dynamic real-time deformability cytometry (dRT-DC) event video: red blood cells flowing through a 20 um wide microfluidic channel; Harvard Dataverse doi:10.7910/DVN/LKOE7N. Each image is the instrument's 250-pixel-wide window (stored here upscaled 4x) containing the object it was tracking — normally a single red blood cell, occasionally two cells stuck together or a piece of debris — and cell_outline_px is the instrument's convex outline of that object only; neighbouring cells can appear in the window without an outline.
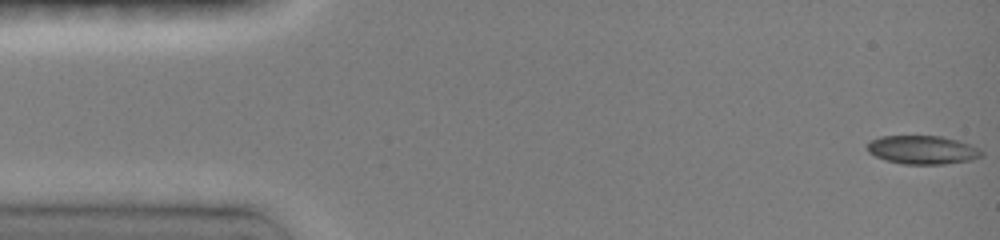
{"species": "common noctule bat (a hibernating species)", "species_latin": "Nyctalus noctula", "temperature_condition": "room temperature", "stored_images_in_passage": 47, "camera_frame_rate_fps": 3000, "um_per_image_px": 0.085, "animal": {"sex": "female", "body_mass_g": 19.0, "forearm_length_mm": 51.5}, "frame": {"image": 1, "passage_image": 1, "time_ms": 0.0, "image_size_px": [1000, 240], "cell_outline_px": [[984, 152], [980, 156], [968, 160], [944, 164], [904, 164], [888, 160], [876, 156], [868, 152], [868, 144], [872, 140], [880, 136], [940, 136], [956, 140], [968, 144]], "centroid_in_image_um": [78.39, 12.73], "position_along_channel_um": 6.6, "area_um2": 18.55}}
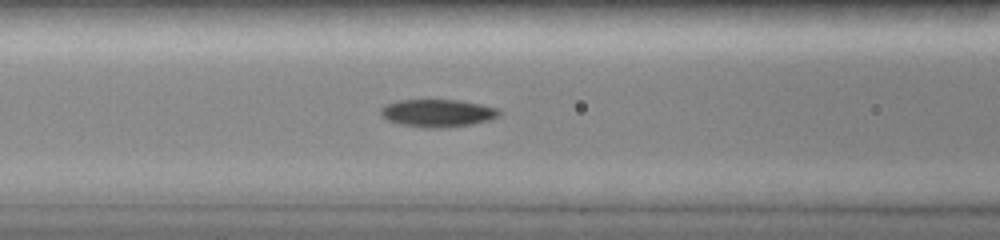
{"frame": {"image": 2, "passage_image": 18, "time_ms": 6.0, "image_size_px": [1000, 240], "cell_outline_px": [[500, 116], [488, 120], [472, 124], [440, 128], [420, 128], [400, 124], [388, 120], [380, 112], [380, 108], [384, 104], [400, 100], [460, 100], [480, 104], [496, 108], [500, 112]], "centroid_in_image_um": [37.17, 9.61], "position_along_channel_um": 129.4, "area_um2": 19.07}}
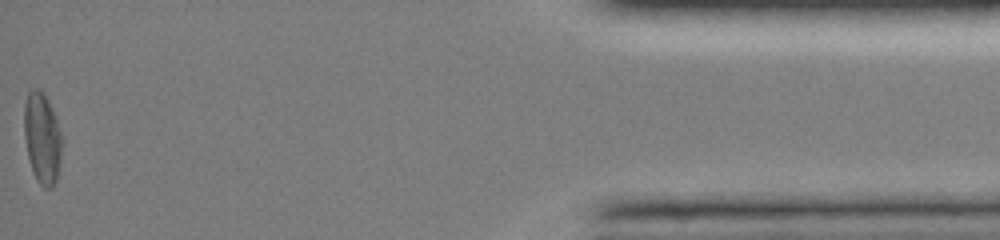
{"frame": {"image": 3, "passage_image": 47, "time_ms": 15.333, "image_size_px": [1000, 240], "cell_outline_px": [[64, 140], [60, 164], [56, 180], [52, 188], [44, 188], [36, 180], [32, 172], [28, 156], [24, 136], [24, 104], [28, 92], [32, 88], [36, 88], [44, 92], [52, 108]], "centroid_in_image_um": [3.6, 11.74], "position_along_channel_um": 431.6, "area_um2": 20.52}, "authors_computed_cell_mechanics": {"area_um2": 18.5538, "velocity_mm_per_s": 4.1011, "shape_relaxation_time_tau1_ms": 2.9722, "shape_relaxation_time_tau2_ms": null, "deformation_change_tau1": 0.1322, "deformation_change_tau2": null}}